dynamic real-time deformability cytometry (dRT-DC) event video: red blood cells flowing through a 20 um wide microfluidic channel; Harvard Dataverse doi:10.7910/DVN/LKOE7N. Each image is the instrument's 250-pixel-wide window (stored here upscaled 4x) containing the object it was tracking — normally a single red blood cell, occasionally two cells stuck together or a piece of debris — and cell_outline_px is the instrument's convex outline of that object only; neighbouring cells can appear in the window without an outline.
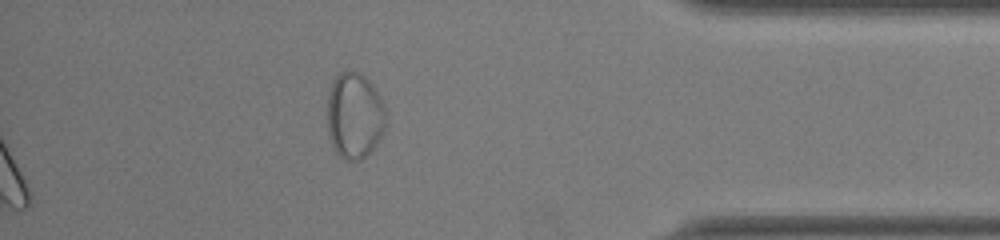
{"species": "common noctule bat (a hibernating species)", "species_latin": "Nyctalus noctula", "temperature_condition": "room temperature", "stored_images_in_passage": 46, "segment_of_instrument_passage": [2, 2], "camera_frame_rate_fps": 3000, "um_per_image_px": 0.085, "animal": {"sex": "female", "body_mass_g": 22.0, "forearm_length_mm": 56.7}, "frame": {"image": 1, "passage_image": 46, "time_ms": 15.0, "image_size_px": [1000, 240], "cell_outline_px": [[384, 128], [376, 144], [360, 160], [348, 160], [340, 156], [336, 152], [328, 136], [328, 92], [332, 80], [344, 68], [356, 72], [364, 76], [368, 80], [380, 96], [384, 108]], "centroid_in_image_um": [30.09, 9.79], "position_along_channel_um": 405.1, "area_um2": 29.13}}